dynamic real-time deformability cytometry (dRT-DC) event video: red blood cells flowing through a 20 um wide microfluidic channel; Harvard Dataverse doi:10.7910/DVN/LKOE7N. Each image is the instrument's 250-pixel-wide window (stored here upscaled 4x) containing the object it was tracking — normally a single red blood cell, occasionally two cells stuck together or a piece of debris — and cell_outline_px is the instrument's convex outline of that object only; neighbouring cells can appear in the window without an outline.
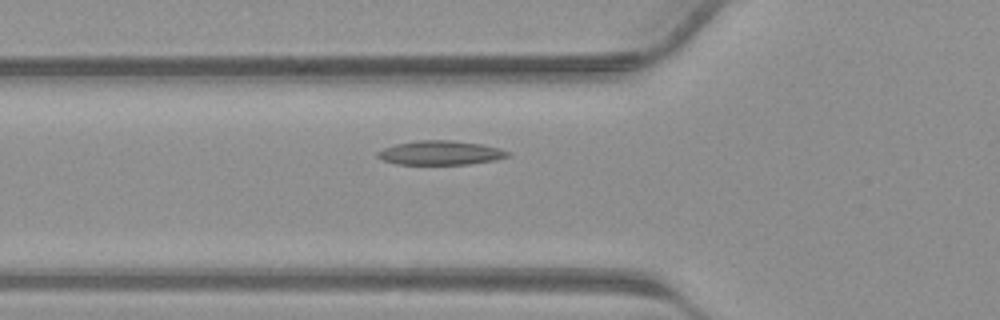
{"species": "common noctule bat (a hibernating species)", "species_latin": "Nyctalus noctula", "temperature_condition": "warm", "stored_images_in_passage": 29, "camera_frame_rate_fps": 3000, "um_per_image_px": 0.085, "animal": {"sex": "male", "body_mass_g": 23.1, "forearm_length_mm": 52.7}, "frame": {"image": 1, "passage_image": 3, "time_ms": 0.667, "image_size_px": [1000, 320], "cell_outline_px": [[512, 152], [508, 156], [496, 160], [468, 164], [396, 164], [384, 160], [376, 156], [376, 152], [384, 148], [396, 144], [416, 140], [448, 140], [484, 144], [500, 148]], "centroid_in_image_um": [37.46, 12.98], "position_along_channel_um": 88.3, "area_um2": 18.38}}
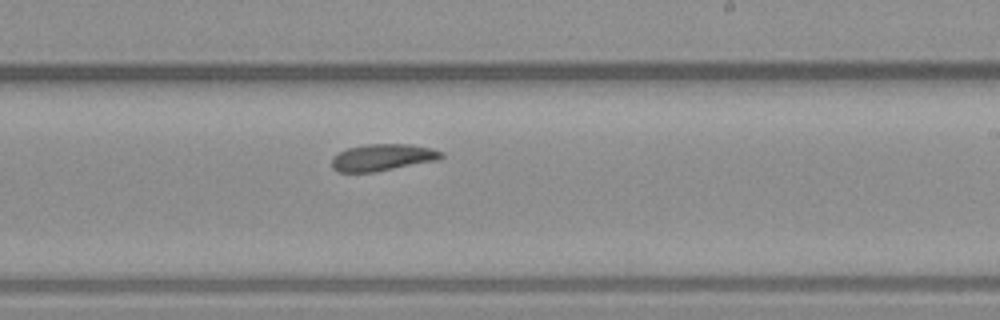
{"frame": {"image": 2, "passage_image": 13, "time_ms": 4.0, "image_size_px": [1000, 320], "cell_outline_px": [[444, 156], [440, 160], [376, 172], [336, 172], [332, 168], [332, 156], [336, 152], [348, 148], [364, 144], [408, 144], [432, 148], [444, 152]], "centroid_in_image_um": [32.52, 13.38], "position_along_channel_um": 256.5, "area_um2": 17.51}}
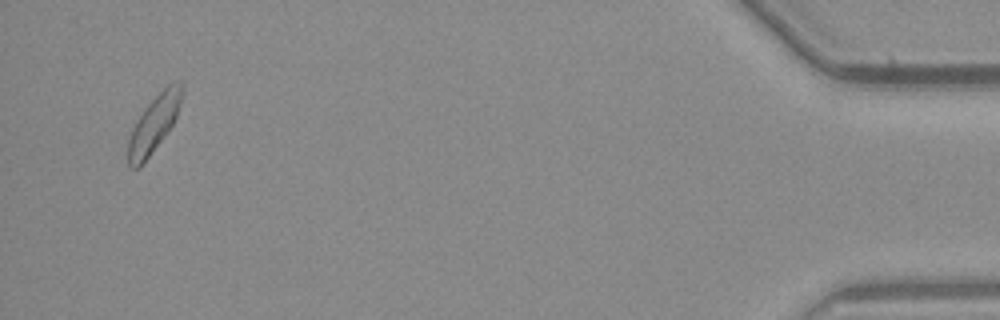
{"frame": {"image": 3, "passage_image": 28, "time_ms": 9.0, "image_size_px": [1000, 320], "cell_outline_px": [[184, 96], [176, 116], [172, 124], [164, 136], [144, 164], [140, 168], [132, 168], [128, 164], [128, 140], [132, 128], [144, 108], [168, 84], [180, 80], [184, 84]], "centroid_in_image_um": [13.11, 10.51], "position_along_channel_um": 422.1, "area_um2": 17.86}}